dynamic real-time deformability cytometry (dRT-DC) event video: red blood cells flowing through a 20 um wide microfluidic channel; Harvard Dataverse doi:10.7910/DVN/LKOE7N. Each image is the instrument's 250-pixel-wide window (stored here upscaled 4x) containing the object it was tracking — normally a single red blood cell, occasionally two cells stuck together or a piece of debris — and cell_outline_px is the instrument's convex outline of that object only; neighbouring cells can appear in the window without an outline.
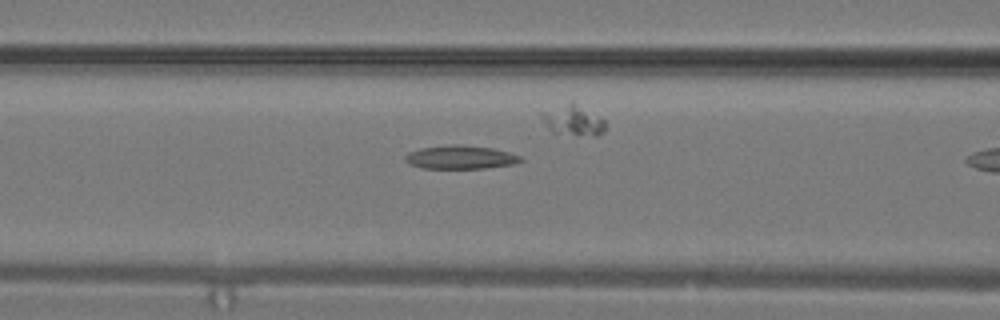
{"species": "common noctule bat (a hibernating species)", "species_latin": "Nyctalus noctula", "temperature_condition": "warm", "stored_images_in_passage": 10, "camera_frame_rate_fps": 3000, "um_per_image_px": 0.085, "animal": {"sex": "male", "body_mass_g": 19.2, "forearm_length_mm": 51.8}, "frame": {"image": 1, "passage_image": 9, "time_ms": 2.667, "image_size_px": [1000, 320], "cell_outline_px": [[524, 160], [512, 164], [484, 168], [420, 168], [408, 164], [404, 160], [404, 156], [408, 152], [420, 148], [448, 144], [456, 144], [492, 148], [508, 152], [520, 156]], "centroid_in_image_um": [39.07, 13.36], "position_along_channel_um": 127.5, "area_um2": 15.84}}